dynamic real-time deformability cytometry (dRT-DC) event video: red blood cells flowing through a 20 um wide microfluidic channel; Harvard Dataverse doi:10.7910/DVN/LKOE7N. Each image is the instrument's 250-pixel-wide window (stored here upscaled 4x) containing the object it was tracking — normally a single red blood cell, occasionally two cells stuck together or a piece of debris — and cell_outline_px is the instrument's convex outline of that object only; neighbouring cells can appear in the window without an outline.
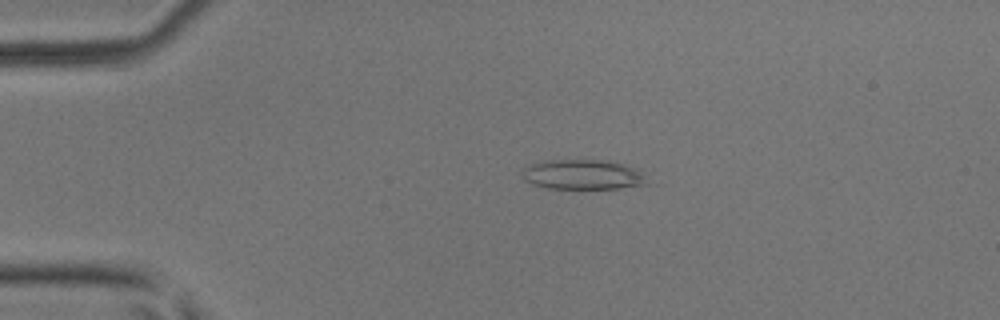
{"species": "common noctule bat (a hibernating species)", "species_latin": "Nyctalus noctula", "temperature_condition": "room temperature", "stored_images_in_passage": 3, "camera_frame_rate_fps": 3000, "um_per_image_px": 0.085, "animal": {"sex": "male", "body_mass_g": 17.9, "forearm_length_mm": 54.2}, "frame": {"image": 1, "passage_image": 2, "time_ms": 0.333, "image_size_px": [1000, 320], "cell_outline_px": [[656, 184], [620, 188], [548, 188], [532, 184], [524, 180], [524, 168], [532, 164], [544, 160], [608, 160], [624, 164], [636, 168]], "centroid_in_image_um": [49.67, 14.84], "position_along_channel_um": 35.3, "area_um2": 22.02}}